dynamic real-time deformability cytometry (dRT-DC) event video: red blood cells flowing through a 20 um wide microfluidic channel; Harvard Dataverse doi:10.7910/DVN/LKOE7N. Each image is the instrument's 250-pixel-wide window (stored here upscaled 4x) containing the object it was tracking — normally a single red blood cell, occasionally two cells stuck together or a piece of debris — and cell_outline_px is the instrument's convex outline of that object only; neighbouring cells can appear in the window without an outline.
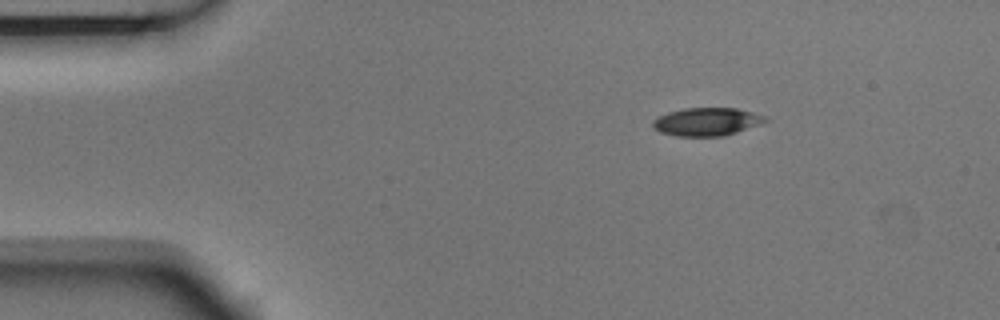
{"species": "Egyptian fruit bat (a non-hibernating species)", "species_latin": "Rousettus aegyptiacus", "temperature_condition": "room temperature", "stored_images_in_passage": 3, "camera_frame_rate_fps": 3000, "um_per_image_px": 0.085, "animal": {"sex": "male"}, "frame": {"image": 1, "passage_image": 1, "time_ms": 0.0, "image_size_px": [1000, 320], "cell_outline_px": [[768, 120], [760, 124], [724, 136], [676, 136], [660, 132], [652, 124], [652, 120], [656, 116], [668, 112], [684, 108], [736, 108], [752, 112], [764, 116]], "centroid_in_image_um": [60.04, 10.34], "position_along_channel_um": 25.0, "area_um2": 18.32}}